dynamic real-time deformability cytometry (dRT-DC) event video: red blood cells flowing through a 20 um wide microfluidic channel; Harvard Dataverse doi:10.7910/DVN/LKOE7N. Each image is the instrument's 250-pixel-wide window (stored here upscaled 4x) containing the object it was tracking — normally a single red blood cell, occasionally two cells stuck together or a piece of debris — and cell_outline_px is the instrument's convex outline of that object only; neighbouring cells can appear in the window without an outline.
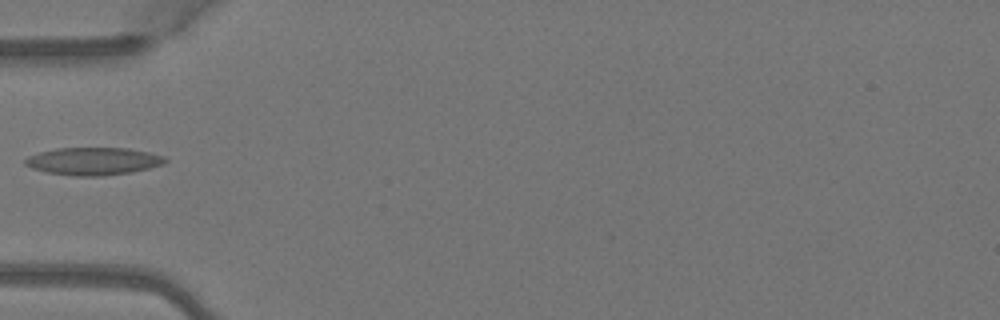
{"species": "Egyptian fruit bat (a non-hibernating species)", "species_latin": "Rousettus aegyptiacus", "temperature_condition": "warm", "stored_images_in_passage": 3, "camera_frame_rate_fps": 3000, "um_per_image_px": 0.085, "animal": {"sex": "female"}, "frame": {"image": 1, "passage_image": 3, "time_ms": 0.667, "image_size_px": [1000, 320], "cell_outline_px": [[168, 160], [164, 164], [132, 172], [104, 176], [72, 176], [48, 172], [32, 168], [24, 164], [24, 160], [28, 156], [40, 152], [56, 148], [128, 148], [148, 152], [164, 156]], "centroid_in_image_um": [7.94, 13.7], "position_along_channel_um": 77.1, "area_um2": 22.54}}